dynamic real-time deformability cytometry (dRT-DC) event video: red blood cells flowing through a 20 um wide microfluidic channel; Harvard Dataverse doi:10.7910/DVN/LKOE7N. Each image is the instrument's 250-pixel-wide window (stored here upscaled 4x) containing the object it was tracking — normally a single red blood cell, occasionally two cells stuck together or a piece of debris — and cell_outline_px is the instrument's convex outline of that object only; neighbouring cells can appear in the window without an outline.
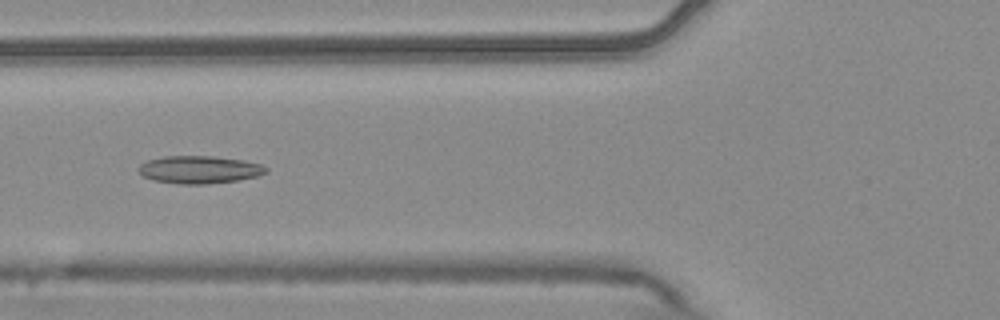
{"species": "common noctule bat (a hibernating species)", "species_latin": "Nyctalus noctula", "temperature_condition": "warm", "stored_images_in_passage": 7, "camera_frame_rate_fps": 3000, "um_per_image_px": 0.085, "animal": {"sex": "male", "body_mass_g": 20.4}, "frame": {"image": 1, "passage_image": 5, "time_ms": 1.333, "image_size_px": [1000, 320], "cell_outline_px": [[268, 172], [256, 176], [236, 180], [208, 184], [180, 184], [152, 180], [144, 176], [136, 168], [140, 164], [148, 160], [164, 156], [212, 156], [244, 160], [260, 164], [268, 168]], "centroid_in_image_um": [16.93, 14.41], "position_along_channel_um": 108.9, "area_um2": 20.52}}
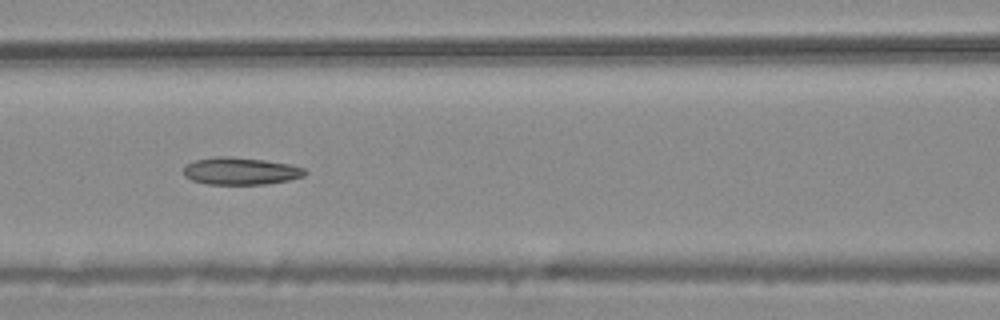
{"frame": {"image": 2, "passage_image": 6, "time_ms": 1.667, "image_size_px": [1000, 320], "cell_outline_px": [[308, 172], [304, 176], [288, 180], [264, 184], [208, 184], [192, 180], [184, 176], [184, 168], [188, 164], [196, 160], [216, 156], [228, 156], [264, 160], [292, 164], [304, 168]], "centroid_in_image_um": [20.48, 14.53], "position_along_channel_um": 146.1, "area_um2": 19.25}}
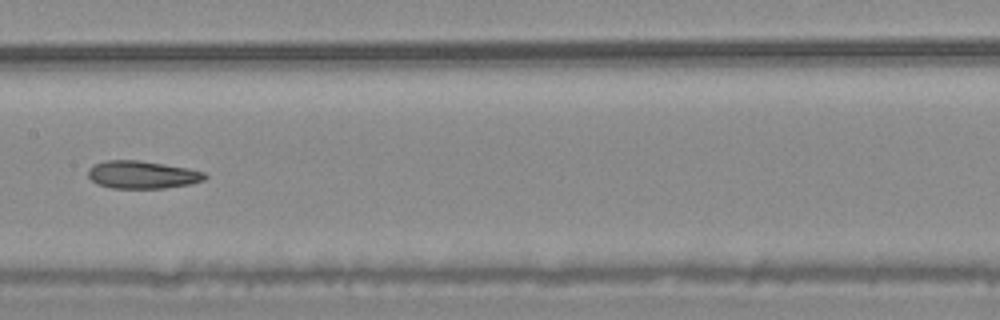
{"frame": {"image": 3, "passage_image": 7, "time_ms": 2.0, "image_size_px": [1000, 320], "cell_outline_px": [[208, 176], [204, 180], [188, 184], [164, 188], [112, 188], [96, 184], [88, 176], [88, 168], [92, 164], [104, 160], [140, 160], [188, 168], [204, 172]], "centroid_in_image_um": [12.05, 14.84], "position_along_channel_um": 195.4, "area_um2": 18.96}}